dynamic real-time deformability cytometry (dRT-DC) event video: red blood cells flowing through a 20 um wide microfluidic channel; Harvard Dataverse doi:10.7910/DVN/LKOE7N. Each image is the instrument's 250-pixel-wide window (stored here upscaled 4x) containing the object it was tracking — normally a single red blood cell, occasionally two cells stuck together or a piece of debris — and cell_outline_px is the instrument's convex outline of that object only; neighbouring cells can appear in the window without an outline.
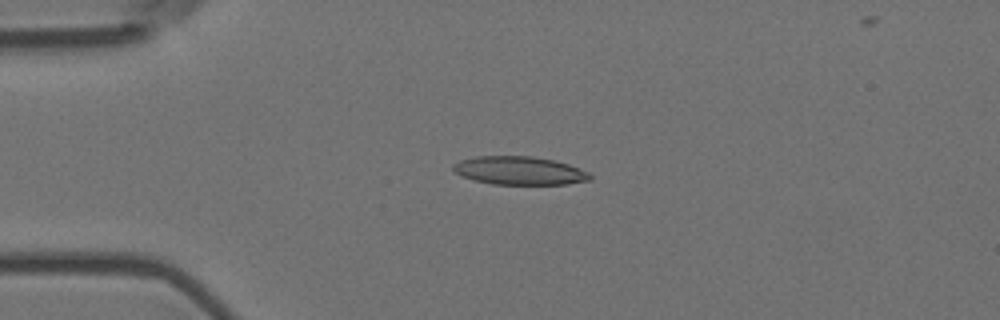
{"species": "Egyptian fruit bat (a non-hibernating species)", "species_latin": "Rousettus aegyptiacus", "temperature_condition": "room temperature", "stored_images_in_passage": 18, "camera_frame_rate_fps": 3000, "um_per_image_px": 0.085, "animal": {"sex": "female"}, "frame": {"image": 1, "passage_image": 2, "time_ms": 0.333, "image_size_px": [1000, 320], "cell_outline_px": [[592, 180], [568, 184], [492, 184], [476, 180], [464, 176], [456, 172], [452, 168], [452, 164], [460, 160], [476, 156], [532, 156], [556, 160], [568, 164], [588, 172], [592, 176]], "centroid_in_image_um": [44.18, 14.49], "position_along_channel_um": 40.8, "area_um2": 22.54}}
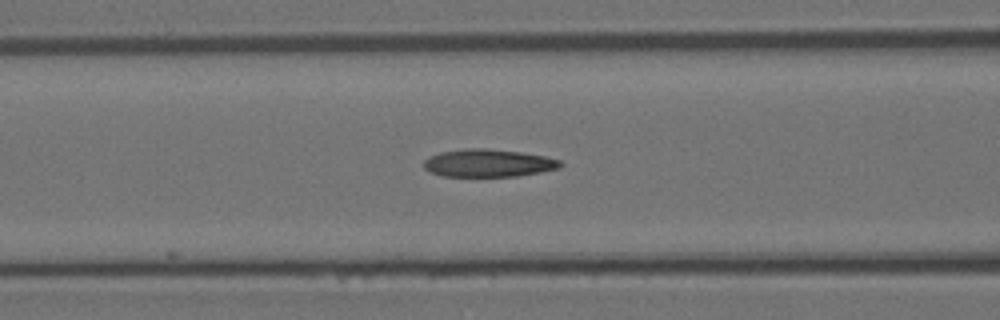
{"frame": {"image": 2, "passage_image": 11, "time_ms": 3.333, "image_size_px": [1000, 320], "cell_outline_px": [[564, 164], [560, 168], [540, 172], [516, 176], [444, 176], [428, 172], [424, 168], [424, 160], [440, 152], [468, 148], [484, 148], [520, 152], [544, 156], [560, 160]], "centroid_in_image_um": [41.51, 13.86], "position_along_channel_um": 125.1, "area_um2": 21.96}}
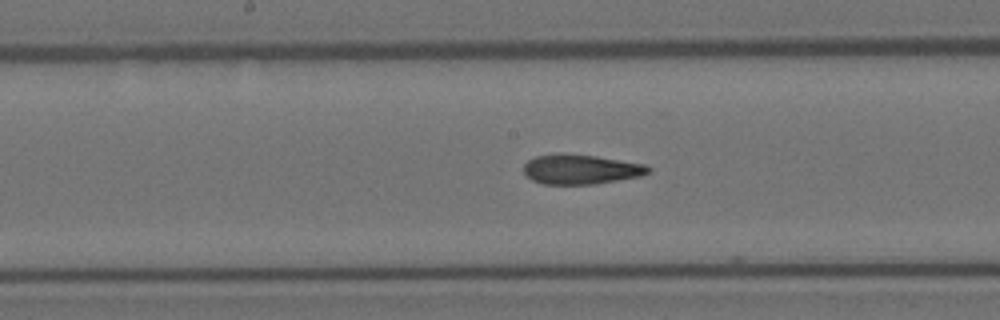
{"frame": {"image": 3, "passage_image": 17, "time_ms": 5.333, "image_size_px": [1000, 320], "cell_outline_px": [[652, 172], [640, 176], [596, 184], [544, 184], [532, 180], [524, 176], [524, 164], [528, 160], [536, 156], [596, 156], [644, 164], [652, 168]], "centroid_in_image_um": [49.41, 14.43], "position_along_channel_um": 198.8, "area_um2": 20.98}}